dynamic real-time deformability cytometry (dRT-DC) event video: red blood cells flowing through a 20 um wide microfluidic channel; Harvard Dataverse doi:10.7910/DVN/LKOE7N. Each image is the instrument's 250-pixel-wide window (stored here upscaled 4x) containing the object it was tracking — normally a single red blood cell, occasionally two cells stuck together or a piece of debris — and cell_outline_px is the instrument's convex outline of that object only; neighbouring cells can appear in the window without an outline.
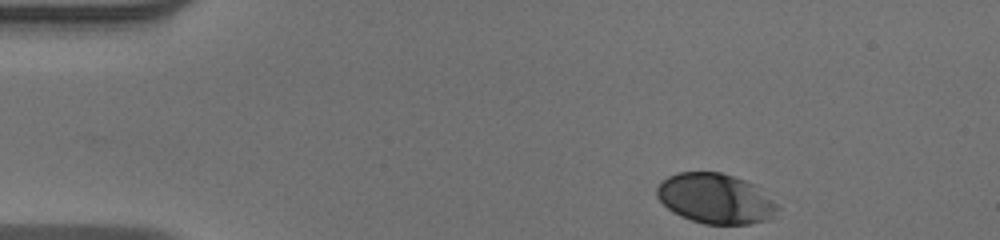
{"species": "human", "species_latin": "Homo sapiens", "temperature_condition": "warm", "stored_images_in_passage": 39, "camera_frame_rate_fps": 3000, "um_per_image_px": 0.085, "donor": {"sex": "male"}, "frame": {"image": 1, "passage_image": 1, "time_ms": 0.0, "image_size_px": [1000, 240], "cell_outline_px": [[780, 208], [768, 220], [748, 224], [704, 224], [680, 216], [672, 212], [656, 196], [656, 188], [668, 176], [676, 172], [720, 172], [756, 184], [780, 204]], "centroid_in_image_um": [60.86, 16.88], "position_along_channel_um": 24.1, "area_um2": 35.49}}
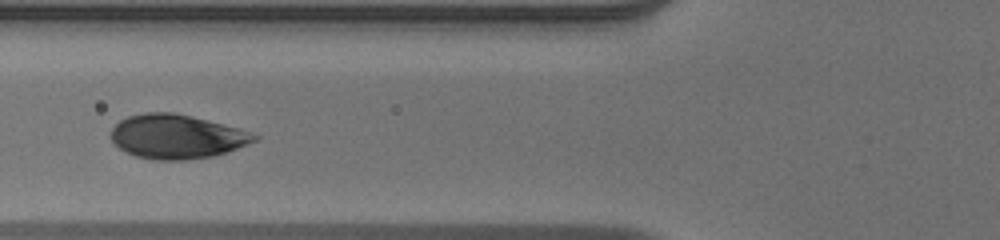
{"frame": {"image": 2, "passage_image": 14, "time_ms": 4.333, "image_size_px": [1000, 240], "cell_outline_px": [[260, 136], [256, 140], [248, 144], [212, 156], [184, 160], [152, 160], [136, 156], [120, 148], [108, 136], [112, 128], [120, 120], [128, 116], [144, 112], [172, 112], [192, 116], [240, 128]], "centroid_in_image_um": [15.0, 11.6], "position_along_channel_um": 110.8, "area_um2": 36.82}}
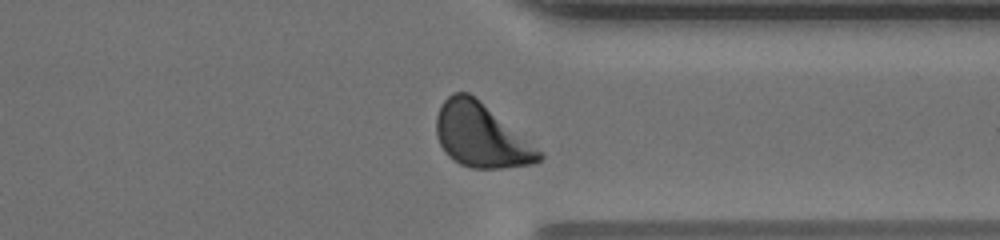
{"frame": {"image": 3, "passage_image": 34, "time_ms": 11.0, "image_size_px": [1000, 240], "cell_outline_px": [[544, 156], [540, 160], [532, 164], [504, 168], [472, 168], [460, 164], [448, 156], [444, 152], [440, 144], [436, 132], [436, 116], [440, 104], [452, 92], [468, 92], [544, 152]], "centroid_in_image_um": [40.88, 11.53], "position_along_channel_um": 370.5, "area_um2": 38.03}, "authors_computed_cell_mechanics": {"area_um2": 37.1076, "velocity_mm_per_s": 3.9142, "shape_relaxation_time_tau1_ms": 2.3882, "shape_relaxation_time_tau2_ms": null, "deformation_change_tau1": 0.1187, "deformation_change_tau2": null}}